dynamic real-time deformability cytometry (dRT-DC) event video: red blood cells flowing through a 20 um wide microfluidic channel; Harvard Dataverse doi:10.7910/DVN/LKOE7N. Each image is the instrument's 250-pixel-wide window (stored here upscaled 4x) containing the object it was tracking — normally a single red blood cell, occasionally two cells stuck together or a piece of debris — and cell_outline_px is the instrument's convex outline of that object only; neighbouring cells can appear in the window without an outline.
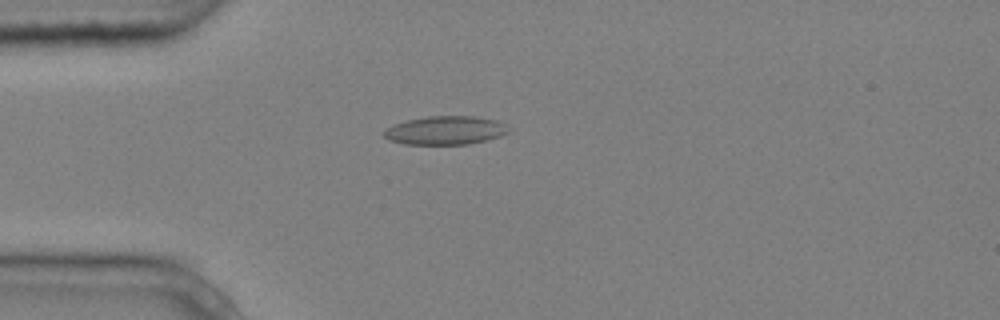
{"species": "common noctule bat (a hibernating species)", "species_latin": "Nyctalus noctula", "temperature_condition": "cold", "stored_images_in_passage": 4, "camera_frame_rate_fps": 3000, "um_per_image_px": 0.085, "animal": {"sex": "male", "body_mass_g": 20.4}, "frame": {"image": 1, "passage_image": 4, "time_ms": 1.0, "image_size_px": [1000, 320], "cell_outline_px": [[508, 132], [500, 136], [468, 144], [404, 144], [388, 140], [380, 132], [396, 124], [408, 120], [428, 116], [476, 116], [496, 120], [504, 124], [508, 128]], "centroid_in_image_um": [37.83, 11.08], "position_along_channel_um": 47.2, "area_um2": 20.58}}